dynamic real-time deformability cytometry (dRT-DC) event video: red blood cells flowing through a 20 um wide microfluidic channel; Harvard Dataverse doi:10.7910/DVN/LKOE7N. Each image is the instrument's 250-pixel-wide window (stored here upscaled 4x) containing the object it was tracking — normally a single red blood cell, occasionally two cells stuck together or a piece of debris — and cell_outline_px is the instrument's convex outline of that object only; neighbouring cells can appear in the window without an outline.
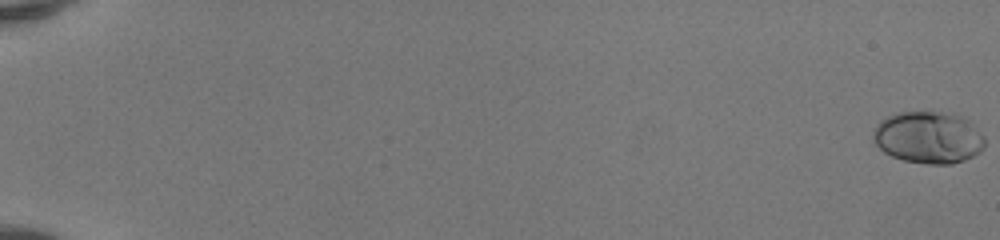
{"species": "human", "species_latin": "Homo sapiens", "temperature_condition": "room temperature", "stored_images_in_passage": 53, "camera_frame_rate_fps": 3000, "um_per_image_px": 0.085, "donor": {"sex": "female"}, "frame": {"image": 1, "passage_image": 1, "time_ms": 0.0, "image_size_px": [1000, 240], "cell_outline_px": [[984, 148], [980, 152], [964, 160], [952, 164], [928, 164], [904, 160], [892, 156], [884, 152], [872, 140], [872, 136], [876, 124], [880, 120], [888, 116], [900, 112], [952, 112], [964, 116], [984, 136]], "centroid_in_image_um": [78.92, 11.67], "position_along_channel_um": 6.1, "area_um2": 34.04}}
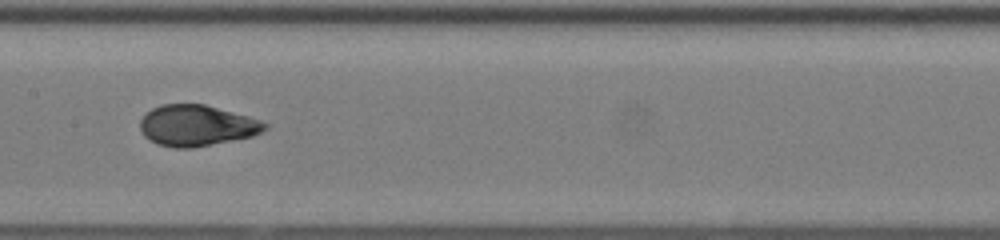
{"frame": {"image": 2, "passage_image": 30, "time_ms": 9.667, "image_size_px": [1000, 240], "cell_outline_px": [[268, 128], [252, 136], [192, 148], [172, 148], [156, 144], [148, 140], [144, 136], [140, 128], [140, 120], [152, 108], [160, 104], [204, 104], [248, 116], [260, 120], [268, 124]], "centroid_in_image_um": [16.69, 10.67], "position_along_channel_um": 190.7, "area_um2": 29.77}}
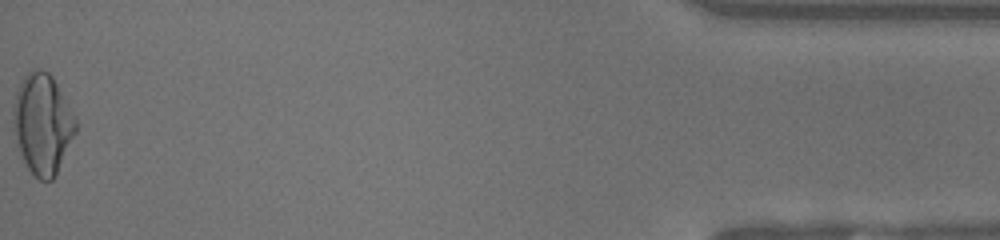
{"frame": {"image": 3, "passage_image": 53, "time_ms": 17.333, "image_size_px": [1000, 240], "cell_outline_px": [[76, 132], [52, 180], [40, 180], [28, 168], [20, 152], [12, 132], [12, 104], [20, 84], [24, 76], [32, 68], [40, 68], [48, 72], [52, 76], [76, 120]], "centroid_in_image_um": [3.57, 10.5], "position_along_channel_um": 431.6, "area_um2": 36.18}, "authors_computed_cell_mechanics": {"area_um2": 30.2294, "velocity_mm_per_s": 4.1726, "shape_relaxation_time_tau1_ms": 4.9806, "shape_relaxation_time_tau2_ms": null, "deformation_change_tau1": 0.2073, "deformation_change_tau2": null}}